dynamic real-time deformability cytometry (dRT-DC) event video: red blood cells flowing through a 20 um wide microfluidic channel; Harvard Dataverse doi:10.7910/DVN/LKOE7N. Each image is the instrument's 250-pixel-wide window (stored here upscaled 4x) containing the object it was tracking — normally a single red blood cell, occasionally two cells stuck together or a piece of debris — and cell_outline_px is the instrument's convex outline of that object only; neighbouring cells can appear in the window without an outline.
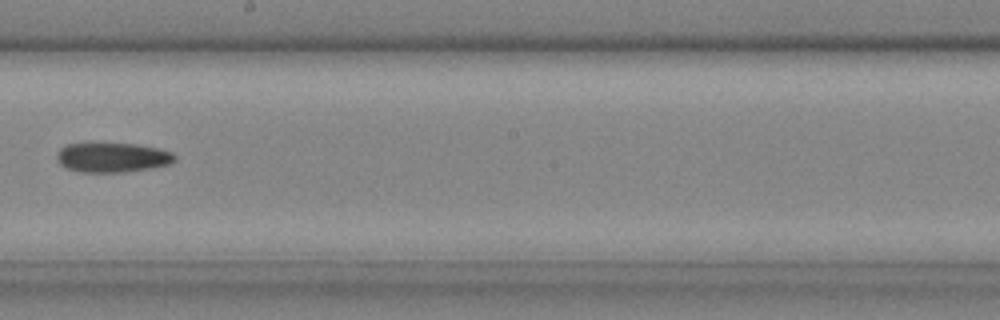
{"species": "common noctule bat (a hibernating species)", "species_latin": "Nyctalus noctula", "temperature_condition": "cold", "stored_images_in_passage": 29, "camera_frame_rate_fps": 3000, "um_per_image_px": 0.085, "animal": {"sex": "male", "body_mass_g": 20.4}, "frame": {"image": 1, "passage_image": 17, "time_ms": 5.333, "image_size_px": [1000, 320], "cell_outline_px": [[176, 160], [168, 164], [152, 168], [124, 172], [80, 172], [68, 168], [60, 164], [56, 160], [56, 156], [60, 148], [68, 144], [136, 144], [160, 148], [172, 152], [176, 156]], "centroid_in_image_um": [9.58, 13.39], "position_along_channel_um": 238.6, "area_um2": 20.29}}